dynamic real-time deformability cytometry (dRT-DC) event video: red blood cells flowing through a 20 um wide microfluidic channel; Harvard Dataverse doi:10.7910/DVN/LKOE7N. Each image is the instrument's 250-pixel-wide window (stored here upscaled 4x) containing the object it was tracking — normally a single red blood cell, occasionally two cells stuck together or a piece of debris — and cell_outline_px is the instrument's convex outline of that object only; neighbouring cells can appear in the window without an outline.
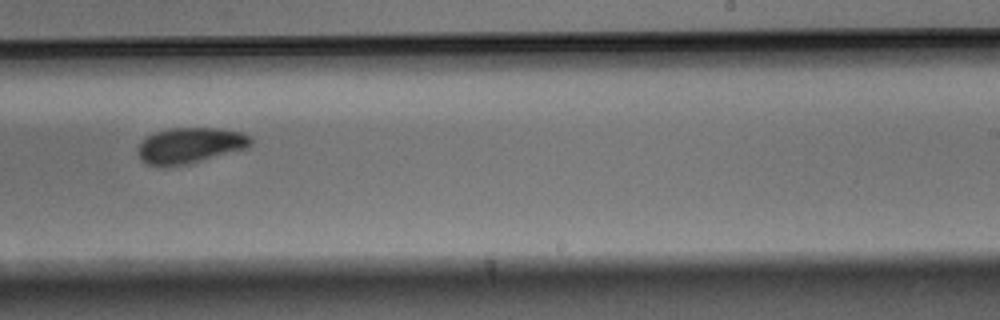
{"species": "Egyptian fruit bat (a non-hibernating species)", "species_latin": "Rousettus aegyptiacus", "temperature_condition": "warm", "stored_images_in_passage": 9, "camera_frame_rate_fps": 3000, "um_per_image_px": 0.085, "animal": {"sex": "male"}, "frame": {"image": 1, "passage_image": 9, "time_ms": 2.667, "image_size_px": [1000, 320], "cell_outline_px": [[252, 144], [248, 148], [192, 164], [164, 168], [160, 168], [144, 164], [140, 160], [136, 152], [136, 148], [148, 136], [156, 132], [172, 128], [216, 128], [240, 132], [252, 136]], "centroid_in_image_um": [16.13, 12.41], "position_along_channel_um": 272.9, "area_um2": 24.22}}